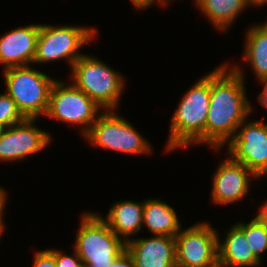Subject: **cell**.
Masks as SVG:
<instances>
[{
  "label": "cell",
  "mask_w": 267,
  "mask_h": 267,
  "mask_svg": "<svg viewBox=\"0 0 267 267\" xmlns=\"http://www.w3.org/2000/svg\"><path fill=\"white\" fill-rule=\"evenodd\" d=\"M65 84L60 80L53 83L45 115L67 124L80 125L82 134L85 135L102 112V108L72 82Z\"/></svg>",
  "instance_id": "cell-8"
},
{
  "label": "cell",
  "mask_w": 267,
  "mask_h": 267,
  "mask_svg": "<svg viewBox=\"0 0 267 267\" xmlns=\"http://www.w3.org/2000/svg\"><path fill=\"white\" fill-rule=\"evenodd\" d=\"M258 178L241 162L231 157L220 162L212 181L211 198L220 205L244 200L250 188V178Z\"/></svg>",
  "instance_id": "cell-12"
},
{
  "label": "cell",
  "mask_w": 267,
  "mask_h": 267,
  "mask_svg": "<svg viewBox=\"0 0 267 267\" xmlns=\"http://www.w3.org/2000/svg\"><path fill=\"white\" fill-rule=\"evenodd\" d=\"M97 31L90 27L40 24L33 64L66 59L72 67L83 55L78 50L90 44Z\"/></svg>",
  "instance_id": "cell-7"
},
{
  "label": "cell",
  "mask_w": 267,
  "mask_h": 267,
  "mask_svg": "<svg viewBox=\"0 0 267 267\" xmlns=\"http://www.w3.org/2000/svg\"><path fill=\"white\" fill-rule=\"evenodd\" d=\"M3 74L6 93L26 118L38 119L46 114L50 90L56 79L29 65L4 69Z\"/></svg>",
  "instance_id": "cell-5"
},
{
  "label": "cell",
  "mask_w": 267,
  "mask_h": 267,
  "mask_svg": "<svg viewBox=\"0 0 267 267\" xmlns=\"http://www.w3.org/2000/svg\"><path fill=\"white\" fill-rule=\"evenodd\" d=\"M244 61L250 63L256 79L267 77V22L251 26L246 33Z\"/></svg>",
  "instance_id": "cell-18"
},
{
  "label": "cell",
  "mask_w": 267,
  "mask_h": 267,
  "mask_svg": "<svg viewBox=\"0 0 267 267\" xmlns=\"http://www.w3.org/2000/svg\"><path fill=\"white\" fill-rule=\"evenodd\" d=\"M142 225H145L152 235L175 237L181 230L174 208L159 199L144 201Z\"/></svg>",
  "instance_id": "cell-17"
},
{
  "label": "cell",
  "mask_w": 267,
  "mask_h": 267,
  "mask_svg": "<svg viewBox=\"0 0 267 267\" xmlns=\"http://www.w3.org/2000/svg\"><path fill=\"white\" fill-rule=\"evenodd\" d=\"M4 224H0V237L2 236L3 232H4Z\"/></svg>",
  "instance_id": "cell-30"
},
{
  "label": "cell",
  "mask_w": 267,
  "mask_h": 267,
  "mask_svg": "<svg viewBox=\"0 0 267 267\" xmlns=\"http://www.w3.org/2000/svg\"><path fill=\"white\" fill-rule=\"evenodd\" d=\"M230 67V69H229ZM227 62L210 72V103L205 125V144L223 148L251 114L244 73ZM223 145V146H222Z\"/></svg>",
  "instance_id": "cell-1"
},
{
  "label": "cell",
  "mask_w": 267,
  "mask_h": 267,
  "mask_svg": "<svg viewBox=\"0 0 267 267\" xmlns=\"http://www.w3.org/2000/svg\"><path fill=\"white\" fill-rule=\"evenodd\" d=\"M55 256L56 267H84L82 260L78 253L74 250V254L69 256L61 250H50Z\"/></svg>",
  "instance_id": "cell-22"
},
{
  "label": "cell",
  "mask_w": 267,
  "mask_h": 267,
  "mask_svg": "<svg viewBox=\"0 0 267 267\" xmlns=\"http://www.w3.org/2000/svg\"><path fill=\"white\" fill-rule=\"evenodd\" d=\"M72 84L83 91L103 110L118 108L119 98L124 91L125 80L94 55L83 54L71 67Z\"/></svg>",
  "instance_id": "cell-4"
},
{
  "label": "cell",
  "mask_w": 267,
  "mask_h": 267,
  "mask_svg": "<svg viewBox=\"0 0 267 267\" xmlns=\"http://www.w3.org/2000/svg\"><path fill=\"white\" fill-rule=\"evenodd\" d=\"M215 28L226 31L248 7L246 0H194Z\"/></svg>",
  "instance_id": "cell-19"
},
{
  "label": "cell",
  "mask_w": 267,
  "mask_h": 267,
  "mask_svg": "<svg viewBox=\"0 0 267 267\" xmlns=\"http://www.w3.org/2000/svg\"><path fill=\"white\" fill-rule=\"evenodd\" d=\"M7 195L5 188L3 189L2 187H0V224H4L3 222V210H4V206L6 205V200H7Z\"/></svg>",
  "instance_id": "cell-27"
},
{
  "label": "cell",
  "mask_w": 267,
  "mask_h": 267,
  "mask_svg": "<svg viewBox=\"0 0 267 267\" xmlns=\"http://www.w3.org/2000/svg\"><path fill=\"white\" fill-rule=\"evenodd\" d=\"M126 250L132 255L135 267H176L173 236L131 238L126 242Z\"/></svg>",
  "instance_id": "cell-13"
},
{
  "label": "cell",
  "mask_w": 267,
  "mask_h": 267,
  "mask_svg": "<svg viewBox=\"0 0 267 267\" xmlns=\"http://www.w3.org/2000/svg\"><path fill=\"white\" fill-rule=\"evenodd\" d=\"M25 119L26 117L18 109L15 101L6 92L0 93V125L6 128Z\"/></svg>",
  "instance_id": "cell-21"
},
{
  "label": "cell",
  "mask_w": 267,
  "mask_h": 267,
  "mask_svg": "<svg viewBox=\"0 0 267 267\" xmlns=\"http://www.w3.org/2000/svg\"><path fill=\"white\" fill-rule=\"evenodd\" d=\"M4 129H5V127L0 125V135L3 133Z\"/></svg>",
  "instance_id": "cell-31"
},
{
  "label": "cell",
  "mask_w": 267,
  "mask_h": 267,
  "mask_svg": "<svg viewBox=\"0 0 267 267\" xmlns=\"http://www.w3.org/2000/svg\"><path fill=\"white\" fill-rule=\"evenodd\" d=\"M33 267H56L55 256L50 249L35 253Z\"/></svg>",
  "instance_id": "cell-23"
},
{
  "label": "cell",
  "mask_w": 267,
  "mask_h": 267,
  "mask_svg": "<svg viewBox=\"0 0 267 267\" xmlns=\"http://www.w3.org/2000/svg\"><path fill=\"white\" fill-rule=\"evenodd\" d=\"M39 31L40 24H31L13 29L0 38V64L4 65L3 69L33 63Z\"/></svg>",
  "instance_id": "cell-14"
},
{
  "label": "cell",
  "mask_w": 267,
  "mask_h": 267,
  "mask_svg": "<svg viewBox=\"0 0 267 267\" xmlns=\"http://www.w3.org/2000/svg\"><path fill=\"white\" fill-rule=\"evenodd\" d=\"M222 242V243H221ZM219 267H255L262 265L249 247L244 233L233 225L223 241L218 239Z\"/></svg>",
  "instance_id": "cell-15"
},
{
  "label": "cell",
  "mask_w": 267,
  "mask_h": 267,
  "mask_svg": "<svg viewBox=\"0 0 267 267\" xmlns=\"http://www.w3.org/2000/svg\"><path fill=\"white\" fill-rule=\"evenodd\" d=\"M36 118L6 127L0 135V161H19L49 146L51 135L35 126Z\"/></svg>",
  "instance_id": "cell-11"
},
{
  "label": "cell",
  "mask_w": 267,
  "mask_h": 267,
  "mask_svg": "<svg viewBox=\"0 0 267 267\" xmlns=\"http://www.w3.org/2000/svg\"><path fill=\"white\" fill-rule=\"evenodd\" d=\"M110 267H135L132 255L125 249L112 262Z\"/></svg>",
  "instance_id": "cell-24"
},
{
  "label": "cell",
  "mask_w": 267,
  "mask_h": 267,
  "mask_svg": "<svg viewBox=\"0 0 267 267\" xmlns=\"http://www.w3.org/2000/svg\"><path fill=\"white\" fill-rule=\"evenodd\" d=\"M92 145L127 154H149L147 139L114 110H104L84 135Z\"/></svg>",
  "instance_id": "cell-6"
},
{
  "label": "cell",
  "mask_w": 267,
  "mask_h": 267,
  "mask_svg": "<svg viewBox=\"0 0 267 267\" xmlns=\"http://www.w3.org/2000/svg\"><path fill=\"white\" fill-rule=\"evenodd\" d=\"M144 202L133 200L114 203L106 217H102L111 230L126 243L130 236L142 230ZM129 236V237H128Z\"/></svg>",
  "instance_id": "cell-16"
},
{
  "label": "cell",
  "mask_w": 267,
  "mask_h": 267,
  "mask_svg": "<svg viewBox=\"0 0 267 267\" xmlns=\"http://www.w3.org/2000/svg\"><path fill=\"white\" fill-rule=\"evenodd\" d=\"M218 233L209 223H196L175 236L176 267H219Z\"/></svg>",
  "instance_id": "cell-9"
},
{
  "label": "cell",
  "mask_w": 267,
  "mask_h": 267,
  "mask_svg": "<svg viewBox=\"0 0 267 267\" xmlns=\"http://www.w3.org/2000/svg\"><path fill=\"white\" fill-rule=\"evenodd\" d=\"M136 9H147L150 5H153L156 1L162 6H166L169 0H130Z\"/></svg>",
  "instance_id": "cell-25"
},
{
  "label": "cell",
  "mask_w": 267,
  "mask_h": 267,
  "mask_svg": "<svg viewBox=\"0 0 267 267\" xmlns=\"http://www.w3.org/2000/svg\"><path fill=\"white\" fill-rule=\"evenodd\" d=\"M255 218L259 222L267 225V202L260 207L259 213L255 216Z\"/></svg>",
  "instance_id": "cell-28"
},
{
  "label": "cell",
  "mask_w": 267,
  "mask_h": 267,
  "mask_svg": "<svg viewBox=\"0 0 267 267\" xmlns=\"http://www.w3.org/2000/svg\"><path fill=\"white\" fill-rule=\"evenodd\" d=\"M245 235L253 254L261 261L262 253L267 250V225L255 217L249 223L235 224Z\"/></svg>",
  "instance_id": "cell-20"
},
{
  "label": "cell",
  "mask_w": 267,
  "mask_h": 267,
  "mask_svg": "<svg viewBox=\"0 0 267 267\" xmlns=\"http://www.w3.org/2000/svg\"><path fill=\"white\" fill-rule=\"evenodd\" d=\"M175 110L165 150L205 143V125L210 103V73L186 91Z\"/></svg>",
  "instance_id": "cell-2"
},
{
  "label": "cell",
  "mask_w": 267,
  "mask_h": 267,
  "mask_svg": "<svg viewBox=\"0 0 267 267\" xmlns=\"http://www.w3.org/2000/svg\"><path fill=\"white\" fill-rule=\"evenodd\" d=\"M247 5H255L256 7L262 6L263 4H267V0H246Z\"/></svg>",
  "instance_id": "cell-29"
},
{
  "label": "cell",
  "mask_w": 267,
  "mask_h": 267,
  "mask_svg": "<svg viewBox=\"0 0 267 267\" xmlns=\"http://www.w3.org/2000/svg\"><path fill=\"white\" fill-rule=\"evenodd\" d=\"M226 143L229 156L244 164L258 179L267 174V124L259 120L243 121Z\"/></svg>",
  "instance_id": "cell-10"
},
{
  "label": "cell",
  "mask_w": 267,
  "mask_h": 267,
  "mask_svg": "<svg viewBox=\"0 0 267 267\" xmlns=\"http://www.w3.org/2000/svg\"><path fill=\"white\" fill-rule=\"evenodd\" d=\"M76 233L74 250L84 267H110L114 259L126 249V243L97 212H84Z\"/></svg>",
  "instance_id": "cell-3"
},
{
  "label": "cell",
  "mask_w": 267,
  "mask_h": 267,
  "mask_svg": "<svg viewBox=\"0 0 267 267\" xmlns=\"http://www.w3.org/2000/svg\"><path fill=\"white\" fill-rule=\"evenodd\" d=\"M260 83L263 84V91L259 93V95L257 96V101L264 107L267 108V77L258 80Z\"/></svg>",
  "instance_id": "cell-26"
}]
</instances>
